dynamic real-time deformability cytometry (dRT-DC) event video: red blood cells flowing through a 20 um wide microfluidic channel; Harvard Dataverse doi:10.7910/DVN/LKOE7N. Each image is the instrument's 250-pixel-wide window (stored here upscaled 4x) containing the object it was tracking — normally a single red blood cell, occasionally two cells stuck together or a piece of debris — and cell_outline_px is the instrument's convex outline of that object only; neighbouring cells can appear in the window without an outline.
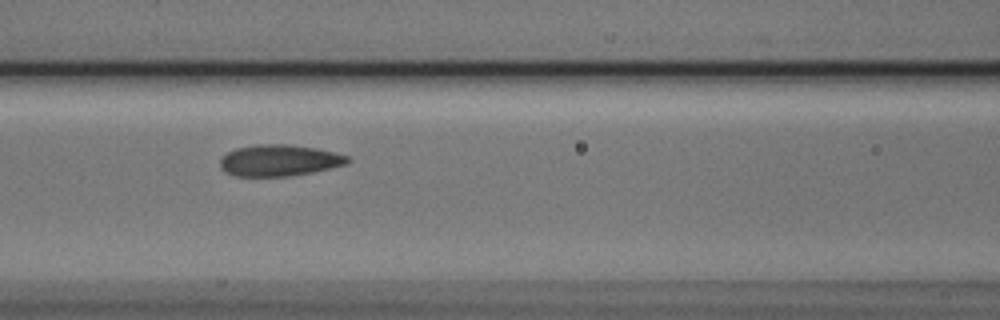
{"species": "Egyptian fruit bat (a non-hibernating species)", "species_latin": "Rousettus aegyptiacus", "temperature_condition": "cold", "stored_images_in_passage": 3, "camera_frame_rate_fps": 3000, "um_per_image_px": 0.085, "animal": {"sex": "male"}, "frame": {"image": 1, "passage_image": 3, "time_ms": 0.667, "image_size_px": [1000, 320], "cell_outline_px": [[352, 160], [348, 164], [312, 172], [288, 176], [236, 176], [224, 172], [220, 168], [220, 160], [228, 152], [236, 148], [256, 144], [288, 144], [316, 148], [348, 156]], "centroid_in_image_um": [23.73, 13.63], "position_along_channel_um": 142.9, "area_um2": 23.35}}